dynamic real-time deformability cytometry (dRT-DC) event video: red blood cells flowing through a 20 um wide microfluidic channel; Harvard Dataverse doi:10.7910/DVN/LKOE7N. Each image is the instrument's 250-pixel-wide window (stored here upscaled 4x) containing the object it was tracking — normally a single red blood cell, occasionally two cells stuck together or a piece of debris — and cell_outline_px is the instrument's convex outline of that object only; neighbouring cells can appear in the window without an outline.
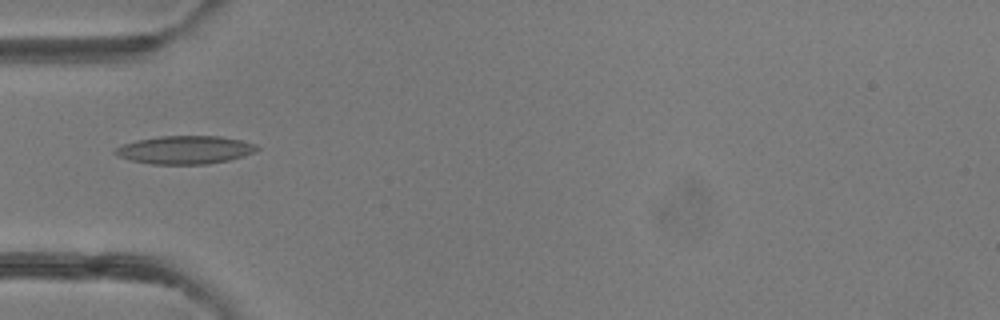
{"species": "common noctule bat (a hibernating species)", "species_latin": "Nyctalus noctula", "temperature_condition": "room temperature", "stored_images_in_passage": 34, "camera_frame_rate_fps": 3000, "um_per_image_px": 0.085, "animal": {"sex": "female"}, "frame": {"image": 1, "passage_image": 1, "time_ms": 0.0, "image_size_px": [1000, 320], "cell_outline_px": [[260, 148], [256, 152], [244, 156], [228, 160], [208, 164], [152, 164], [132, 160], [120, 156], [112, 152], [116, 148], [124, 144], [136, 140], [160, 136], [220, 136], [240, 140], [256, 144]], "centroid_in_image_um": [15.77, 12.73], "position_along_channel_um": 69.2, "area_um2": 23.18}}
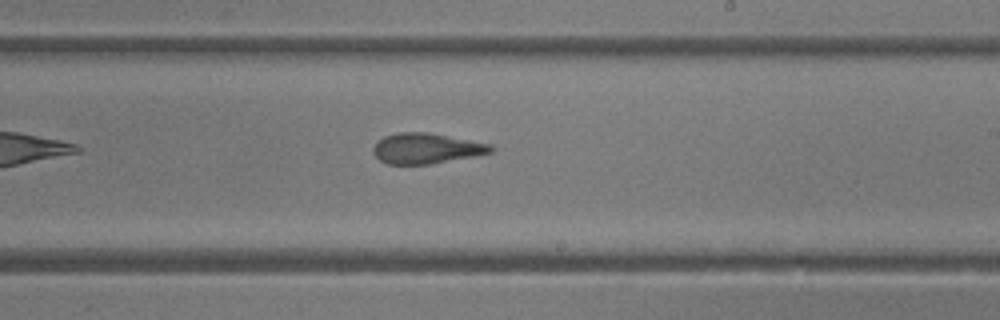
{"frame": {"image": 2, "passage_image": 14, "time_ms": 4.333, "image_size_px": [1000, 320], "cell_outline_px": [[496, 148], [492, 152], [432, 164], [388, 164], [380, 160], [372, 152], [372, 148], [384, 136], [396, 132], [428, 132], [492, 144]], "centroid_in_image_um": [36.24, 12.61], "position_along_channel_um": 252.8, "area_um2": 20.87}}
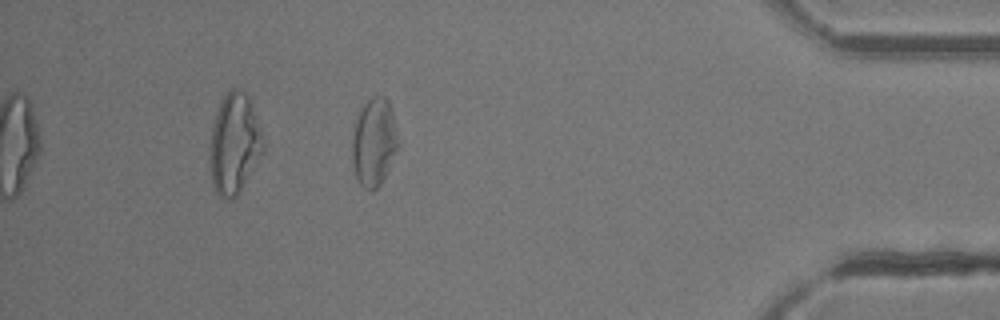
{"frame": {"image": 3, "passage_image": 28, "time_ms": 9.0, "image_size_px": [1000, 320], "cell_outline_px": [[400, 144], [380, 184], [372, 192], [364, 188], [360, 184], [356, 176], [352, 160], [352, 136], [356, 120], [360, 108], [372, 96], [384, 96], [388, 100], [392, 108]], "centroid_in_image_um": [31.8, 12.06], "position_along_channel_um": 403.4, "area_um2": 23.7}, "authors_computed_cell_mechanics": {"area_um2": 21.8195, "velocity_mm_per_s": 4.22, "shape_relaxation_time_tau1_ms": null, "shape_relaxation_time_tau2_ms": 2.1038, "deformation_change_tau1": null, "deformation_change_tau2": 0.1054}}